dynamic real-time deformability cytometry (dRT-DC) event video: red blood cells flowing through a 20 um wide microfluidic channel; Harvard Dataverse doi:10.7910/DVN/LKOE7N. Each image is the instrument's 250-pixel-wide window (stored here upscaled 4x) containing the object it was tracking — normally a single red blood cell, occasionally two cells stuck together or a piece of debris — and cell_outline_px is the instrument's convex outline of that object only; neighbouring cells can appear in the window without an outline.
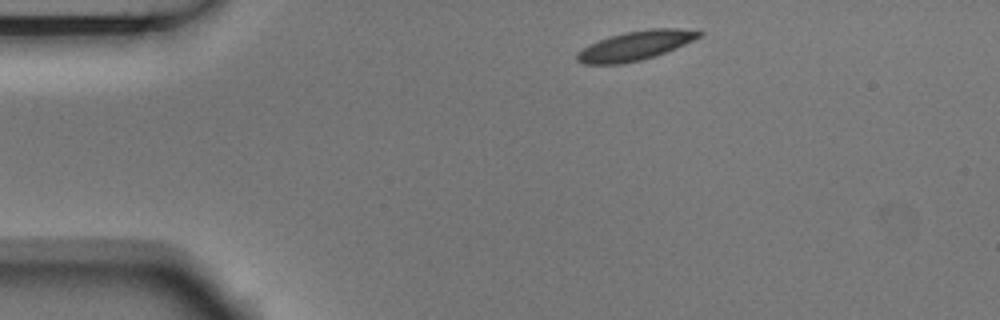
{"species": "Egyptian fruit bat (a non-hibernating species)", "species_latin": "Rousettus aegyptiacus", "temperature_condition": "room temperature", "stored_images_in_passage": 4, "segment_of_instrument_passage": [1, 2], "camera_frame_rate_fps": 3000, "um_per_image_px": 0.085, "animal": {"sex": "male"}, "frame": {"image": 1, "passage_image": 1, "time_ms": 0.0, "image_size_px": [1000, 320], "cell_outline_px": [[704, 32], [700, 36], [676, 48], [656, 56], [624, 64], [580, 64], [576, 60], [576, 52], [588, 44], [624, 32], [652, 28], [680, 28]], "centroid_in_image_um": [53.96, 3.89], "position_along_channel_um": 31.0, "area_um2": 20.81}}